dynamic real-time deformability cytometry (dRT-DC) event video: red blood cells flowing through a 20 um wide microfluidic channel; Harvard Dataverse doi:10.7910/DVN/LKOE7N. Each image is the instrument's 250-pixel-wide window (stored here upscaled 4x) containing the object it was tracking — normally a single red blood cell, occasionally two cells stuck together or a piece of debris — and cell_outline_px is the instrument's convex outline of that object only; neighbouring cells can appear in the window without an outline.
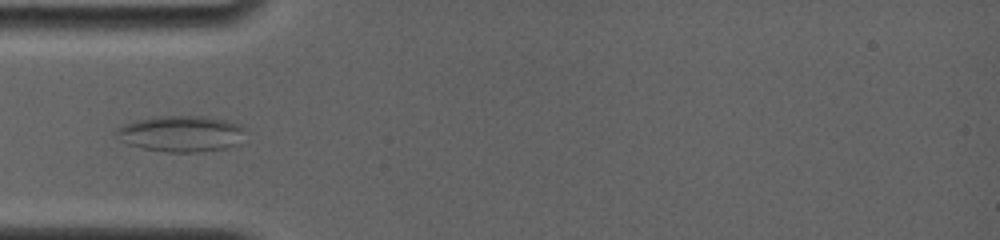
{"species": "common noctule bat (a hibernating species)", "species_latin": "Nyctalus noctula", "temperature_condition": "room temperature", "stored_images_in_passage": 4, "camera_frame_rate_fps": 4000, "um_per_image_px": 0.085, "animal": {"sex": "female", "body_mass_g": 19.0, "forearm_length_mm": 56.7}, "frame": {"image": 1, "passage_image": 2, "time_ms": 1.0, "image_size_px": [1000, 240], "cell_outline_px": [[244, 128], [240, 144], [224, 148], [196, 152], [164, 152], [144, 148], [128, 144], [120, 140], [112, 132], [116, 128], [124, 124], [136, 120], [152, 116], [204, 116], [228, 120], [240, 124]], "centroid_in_image_um": [15.36, 11.35], "position_along_channel_um": 69.6, "area_um2": 27.4}}
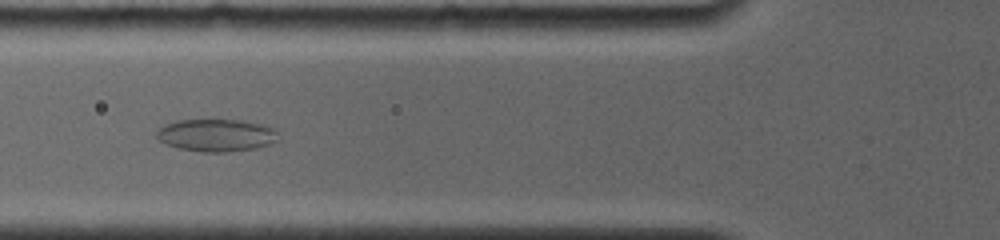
{"frame": {"image": 2, "passage_image": 3, "time_ms": 2.0, "image_size_px": [1000, 240], "cell_outline_px": [[276, 140], [268, 144], [256, 148], [228, 152], [200, 152], [180, 148], [168, 144], [160, 140], [156, 136], [156, 132], [160, 128], [176, 120], [244, 120], [276, 128]], "centroid_in_image_um": [18.4, 11.49], "position_along_channel_um": 107.4, "area_um2": 22.77}}